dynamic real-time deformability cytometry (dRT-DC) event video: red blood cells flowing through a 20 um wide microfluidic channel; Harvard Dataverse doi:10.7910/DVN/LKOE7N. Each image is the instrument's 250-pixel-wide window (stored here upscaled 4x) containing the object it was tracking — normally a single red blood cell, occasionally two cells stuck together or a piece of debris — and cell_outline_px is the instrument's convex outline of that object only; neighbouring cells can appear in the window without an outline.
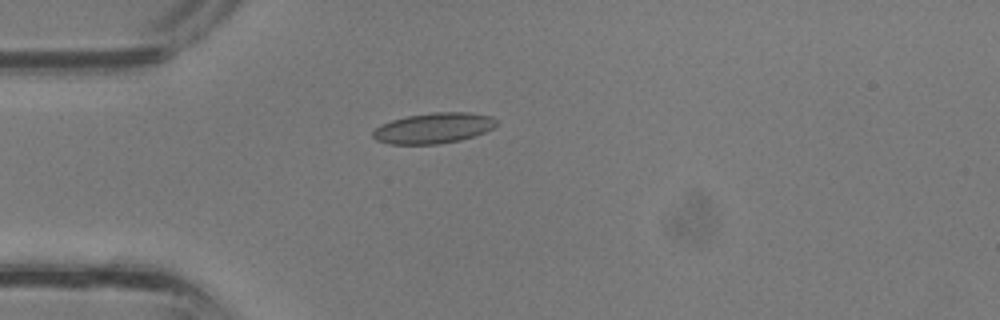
{"species": "common noctule bat (a hibernating species)", "species_latin": "Nyctalus noctula", "temperature_condition": "room temperature", "stored_images_in_passage": 25, "camera_frame_rate_fps": 3000, "um_per_image_px": 0.085, "animal": {"sex": "male", "body_mass_g": 13.3}, "frame": {"image": 1, "passage_image": 1, "time_ms": 0.0, "image_size_px": [1000, 320], "cell_outline_px": [[496, 124], [492, 128], [476, 136], [460, 140], [436, 144], [388, 144], [376, 140], [372, 136], [372, 132], [380, 124], [392, 120], [408, 116], [432, 112], [468, 112], [492, 116], [496, 120]], "centroid_in_image_um": [36.84, 10.89], "position_along_channel_um": 48.2, "area_um2": 22.02}}
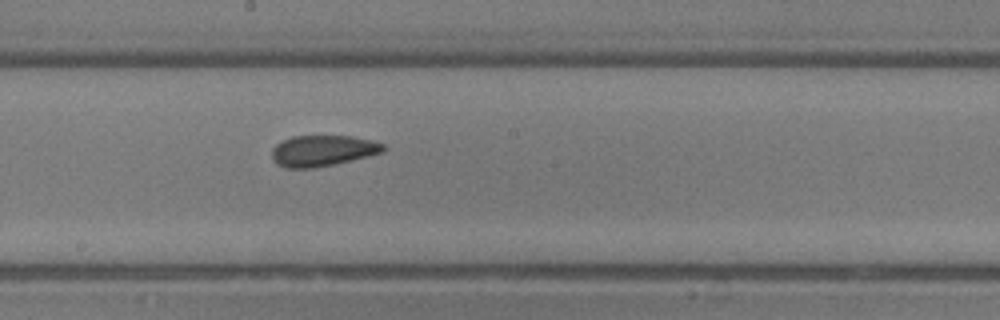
{"frame": {"image": 2, "passage_image": 11, "time_ms": 3.333, "image_size_px": [1000, 320], "cell_outline_px": [[384, 152], [336, 164], [316, 168], [284, 168], [276, 164], [272, 160], [272, 148], [276, 144], [292, 136], [352, 136], [372, 140], [384, 144]], "centroid_in_image_um": [27.41, 12.82], "position_along_channel_um": 220.8, "area_um2": 20.29}}
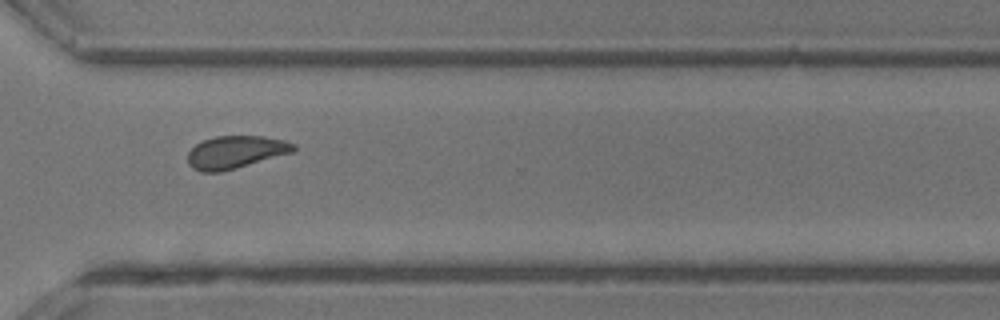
{"frame": {"image": 3, "passage_image": 18, "time_ms": 5.667, "image_size_px": [1000, 320], "cell_outline_px": [[296, 148], [292, 152], [236, 168], [220, 172], [200, 172], [192, 168], [188, 164], [188, 152], [196, 144], [204, 140], [216, 136], [264, 136], [284, 140], [296, 144]], "centroid_in_image_um": [20.01, 12.93], "position_along_channel_um": 350.6, "area_um2": 20.06}}